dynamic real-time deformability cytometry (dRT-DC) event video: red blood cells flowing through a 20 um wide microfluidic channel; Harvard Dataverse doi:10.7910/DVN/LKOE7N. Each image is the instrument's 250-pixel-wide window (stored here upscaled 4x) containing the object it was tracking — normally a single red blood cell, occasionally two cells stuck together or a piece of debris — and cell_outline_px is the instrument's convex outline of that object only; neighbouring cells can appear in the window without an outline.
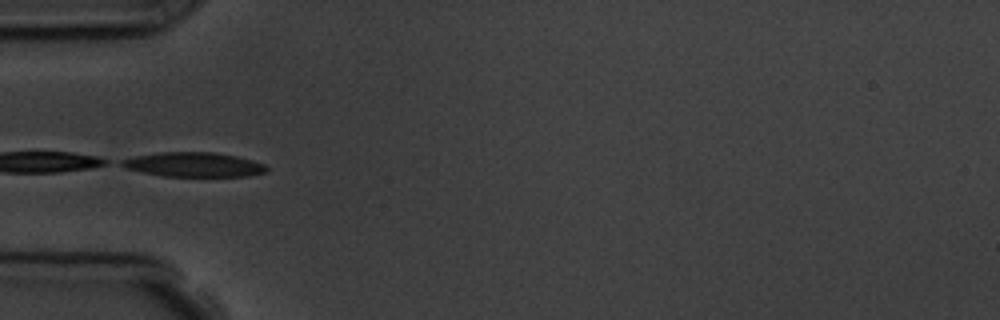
{"species": "common noctule bat (a hibernating species)", "species_latin": "Nyctalus noctula", "temperature_condition": "room temperature", "stored_images_in_passage": 10, "camera_frame_rate_fps": 3000, "um_per_image_px": 0.085, "animal": {"sex": "male", "body_mass_g": 19.5, "forearm_length_mm": 54.6}, "frame": {"image": 1, "passage_image": 5, "time_ms": 4.667, "image_size_px": [1000, 320], "cell_outline_px": [[268, 172], [248, 176], [164, 176], [124, 168], [116, 164], [120, 160], [136, 156], [160, 152], [212, 152], [236, 156], [252, 160], [264, 164], [268, 168]], "centroid_in_image_um": [16.45, 13.99], "position_along_channel_um": 68.6, "area_um2": 20.69}}
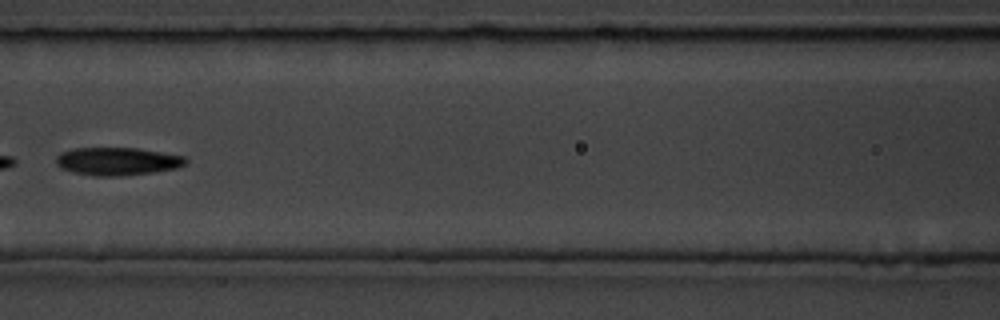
{"frame": {"image": 2, "passage_image": 7, "time_ms": 7.0, "image_size_px": [1000, 320], "cell_outline_px": [[188, 160], [184, 164], [176, 168], [156, 172], [120, 176], [92, 176], [72, 172], [60, 168], [56, 164], [56, 156], [60, 152], [72, 148], [136, 148], [184, 156]], "centroid_in_image_um": [9.93, 13.72], "position_along_channel_um": 156.7, "area_um2": 21.21}}
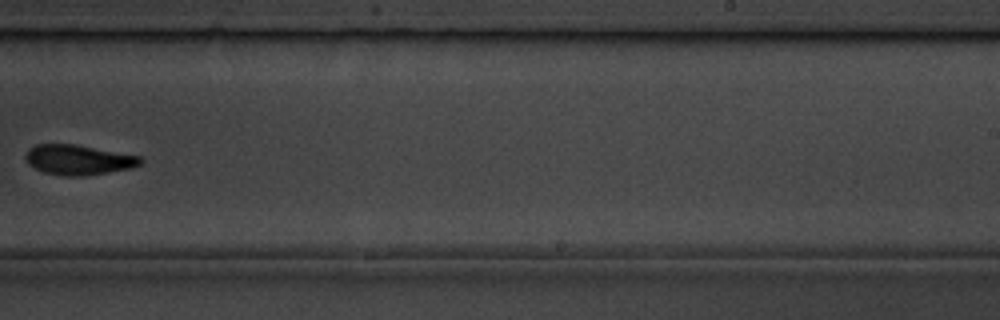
{"frame": {"image": 3, "passage_image": 10, "time_ms": 10.333, "image_size_px": [1000, 320], "cell_outline_px": [[144, 160], [140, 164], [132, 168], [88, 176], [64, 176], [44, 172], [28, 164], [24, 156], [28, 148], [36, 144], [76, 144], [140, 156]], "centroid_in_image_um": [6.66, 13.58], "position_along_channel_um": 282.3, "area_um2": 20.29}}